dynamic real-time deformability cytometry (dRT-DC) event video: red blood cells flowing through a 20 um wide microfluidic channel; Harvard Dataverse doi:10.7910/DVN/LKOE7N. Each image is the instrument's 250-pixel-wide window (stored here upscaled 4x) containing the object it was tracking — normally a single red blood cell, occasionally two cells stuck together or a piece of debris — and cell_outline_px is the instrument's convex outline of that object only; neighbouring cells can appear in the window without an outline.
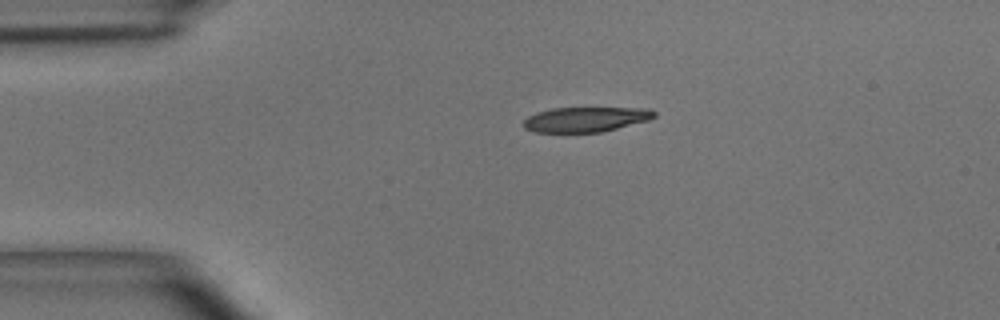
{"species": "common noctule bat (a hibernating species)", "species_latin": "Nyctalus noctula", "temperature_condition": "room temperature", "stored_images_in_passage": 6, "camera_frame_rate_fps": 3000, "um_per_image_px": 0.085, "animal": {"sex": "male", "body_mass_g": 15.6}, "frame": {"image": 1, "passage_image": 6, "time_ms": 1.667, "image_size_px": [1000, 320], "cell_outline_px": [[656, 116], [648, 120], [600, 132], [536, 132], [524, 128], [524, 120], [528, 116], [536, 112], [552, 108], [648, 108], [656, 112]], "centroid_in_image_um": [49.77, 10.14], "position_along_channel_um": 35.2, "area_um2": 18.84}}